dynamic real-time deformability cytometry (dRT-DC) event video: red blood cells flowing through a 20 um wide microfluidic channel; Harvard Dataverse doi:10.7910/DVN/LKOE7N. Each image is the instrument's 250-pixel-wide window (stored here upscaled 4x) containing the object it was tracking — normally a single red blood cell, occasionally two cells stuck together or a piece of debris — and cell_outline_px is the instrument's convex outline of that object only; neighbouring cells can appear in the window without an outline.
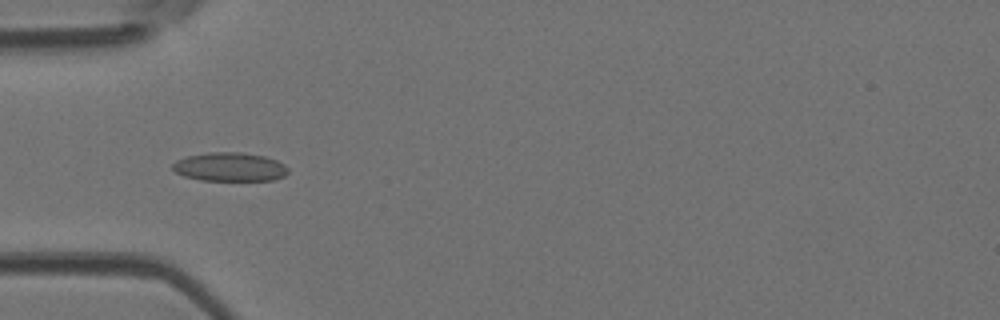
{"species": "Egyptian fruit bat (a non-hibernating species)", "species_latin": "Rousettus aegyptiacus", "temperature_condition": "room temperature", "stored_images_in_passage": 5, "camera_frame_rate_fps": 3000, "um_per_image_px": 0.085, "animal": {"sex": "female"}, "frame": {"image": 1, "passage_image": 4, "time_ms": 1.0, "image_size_px": [1000, 320], "cell_outline_px": [[288, 172], [284, 176], [272, 180], [200, 180], [184, 176], [176, 172], [172, 168], [172, 164], [176, 160], [188, 156], [208, 152], [240, 152], [264, 156], [276, 160], [284, 164], [288, 168]], "centroid_in_image_um": [19.53, 14.18], "position_along_channel_um": 65.5, "area_um2": 19.31}}
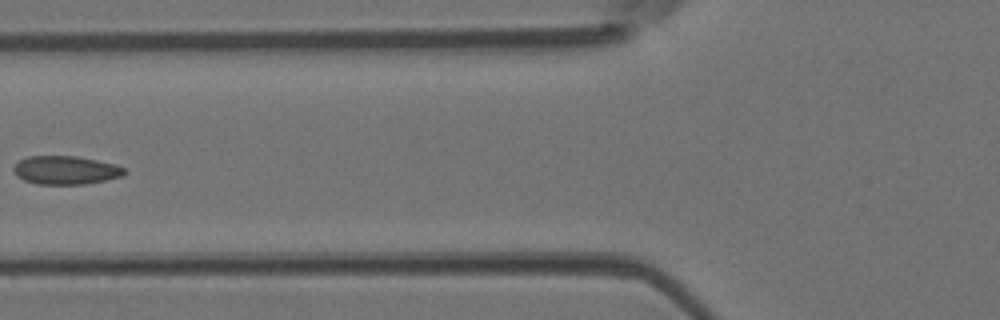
{"frame": {"image": 2, "passage_image": 5, "time_ms": 1.333, "image_size_px": [1000, 320], "cell_outline_px": [[128, 172], [124, 176], [84, 184], [36, 184], [24, 180], [16, 176], [12, 168], [20, 160], [28, 156], [76, 156], [116, 164], [124, 168]], "centroid_in_image_um": [5.59, 14.46], "position_along_channel_um": 120.2, "area_um2": 18.44}}